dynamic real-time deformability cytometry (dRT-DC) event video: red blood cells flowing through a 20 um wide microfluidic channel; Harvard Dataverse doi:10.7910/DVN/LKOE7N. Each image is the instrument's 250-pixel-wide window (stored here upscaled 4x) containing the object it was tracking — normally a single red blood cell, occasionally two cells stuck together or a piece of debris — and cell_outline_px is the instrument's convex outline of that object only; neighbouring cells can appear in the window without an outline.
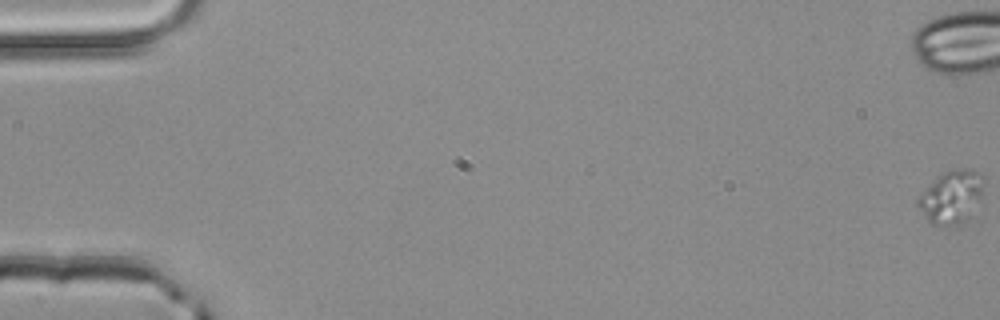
{"species": "common noctule bat (a hibernating species)", "species_latin": "Nyctalus noctula", "temperature_condition": "room temperature", "stored_images_in_passage": 49, "camera_frame_rate_fps": 3000, "um_per_image_px": 0.085, "animal": {"sex": "male", "body_mass_g": 20.4}, "frame": {"image": 1, "passage_image": 1, "time_ms": 0.0, "image_size_px": [1000, 320], "cell_outline_px": [[984, 196], [968, 216], [960, 224], [932, 224], [924, 216], [916, 204], [916, 196], [936, 176], [944, 172], [964, 168], [980, 172], [984, 176]], "centroid_in_image_um": [80.87, 16.69], "position_along_channel_um": 4.1, "area_um2": 20.52}}